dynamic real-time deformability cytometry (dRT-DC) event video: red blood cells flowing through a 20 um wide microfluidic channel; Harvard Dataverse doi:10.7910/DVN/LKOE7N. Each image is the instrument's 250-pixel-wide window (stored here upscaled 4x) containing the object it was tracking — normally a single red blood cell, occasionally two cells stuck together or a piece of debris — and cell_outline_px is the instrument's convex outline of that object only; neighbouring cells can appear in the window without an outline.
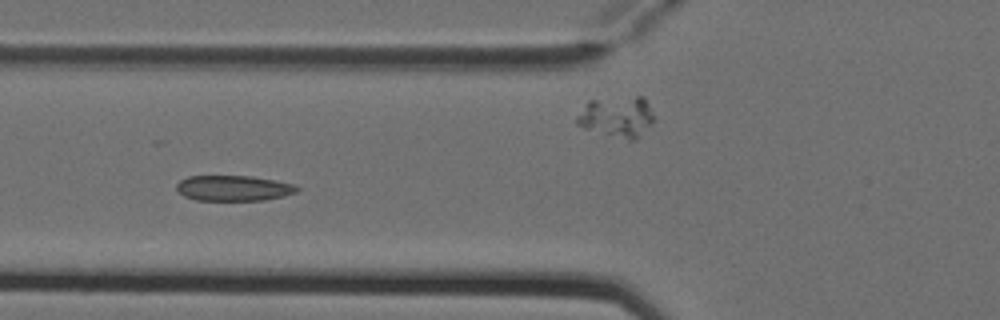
{"species": "Egyptian fruit bat (a non-hibernating species)", "species_latin": "Rousettus aegyptiacus", "temperature_condition": "cold", "stored_images_in_passage": 8, "camera_frame_rate_fps": 3000, "um_per_image_px": 0.085, "animal": {"sex": "female"}, "frame": {"image": 1, "passage_image": 5, "time_ms": 1.333, "image_size_px": [1000, 320], "cell_outline_px": [[300, 188], [296, 192], [284, 196], [264, 200], [196, 200], [184, 196], [176, 188], [176, 184], [180, 180], [188, 176], [252, 176], [276, 180], [296, 184]], "centroid_in_image_um": [19.88, 15.99], "position_along_channel_um": 105.9, "area_um2": 17.98}}
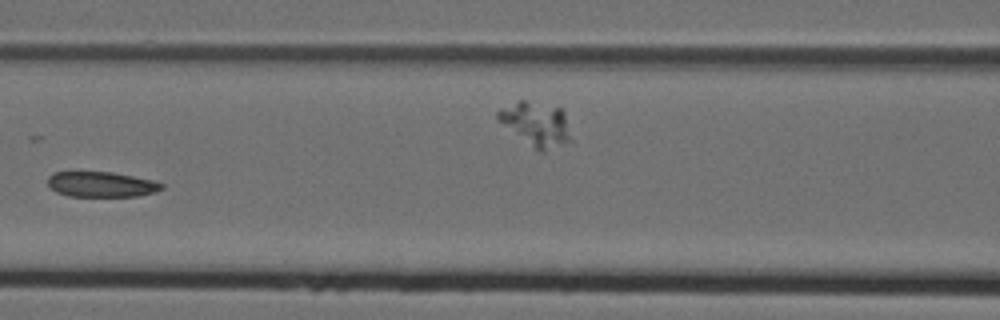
{"frame": {"image": 2, "passage_image": 6, "time_ms": 1.667, "image_size_px": [1000, 320], "cell_outline_px": [[164, 188], [156, 192], [136, 196], [68, 196], [56, 192], [48, 184], [48, 176], [56, 172], [112, 172], [152, 180], [164, 184]], "centroid_in_image_um": [8.63, 15.67], "position_along_channel_um": 158.0, "area_um2": 16.7}}
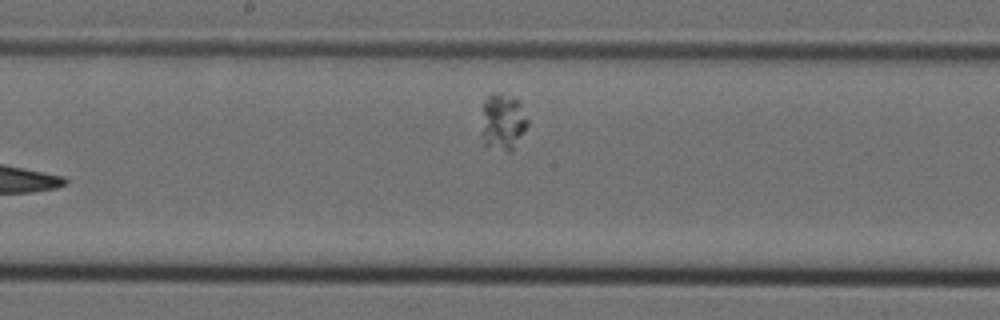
{"frame": {"image": 3, "passage_image": 8, "time_ms": 2.333, "image_size_px": [1000, 320], "cell_outline_px": [[528, 124], [512, 152], [508, 152], [484, 144], [480, 132], [484, 100], [492, 92], [500, 92], [520, 100], [528, 120]], "centroid_in_image_um": [42.73, 10.33], "position_along_channel_um": 205.5, "area_um2": 15.55}}